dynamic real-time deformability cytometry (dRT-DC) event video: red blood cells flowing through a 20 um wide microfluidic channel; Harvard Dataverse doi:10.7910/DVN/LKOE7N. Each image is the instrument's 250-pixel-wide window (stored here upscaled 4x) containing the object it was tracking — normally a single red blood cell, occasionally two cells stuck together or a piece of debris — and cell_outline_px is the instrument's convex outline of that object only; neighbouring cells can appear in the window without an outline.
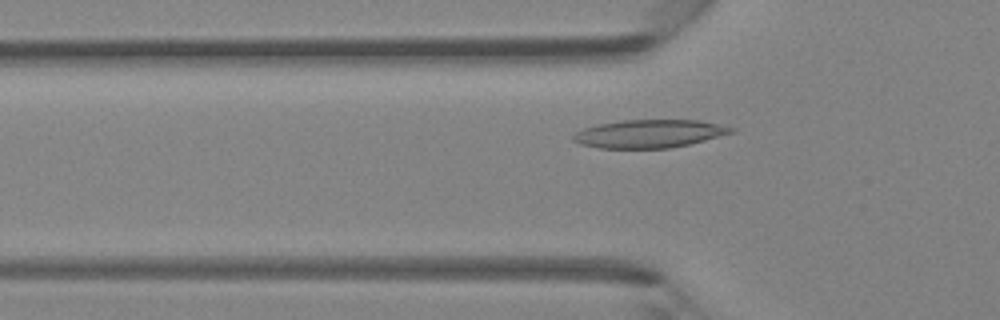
{"species": "Egyptian fruit bat (a non-hibernating species)", "species_latin": "Rousettus aegyptiacus", "temperature_condition": "room temperature", "stored_images_in_passage": 44, "camera_frame_rate_fps": 3000, "um_per_image_px": 0.085, "animal": {"sex": "female"}, "frame": {"image": 1, "passage_image": 13, "time_ms": 4.0, "image_size_px": [1000, 320], "cell_outline_px": [[736, 128], [732, 132], [704, 140], [688, 144], [668, 148], [600, 148], [580, 144], [572, 140], [572, 136], [576, 132], [584, 128], [600, 124], [624, 120], [700, 120]], "centroid_in_image_um": [55.16, 11.36], "position_along_channel_um": 70.6, "area_um2": 25.55}}
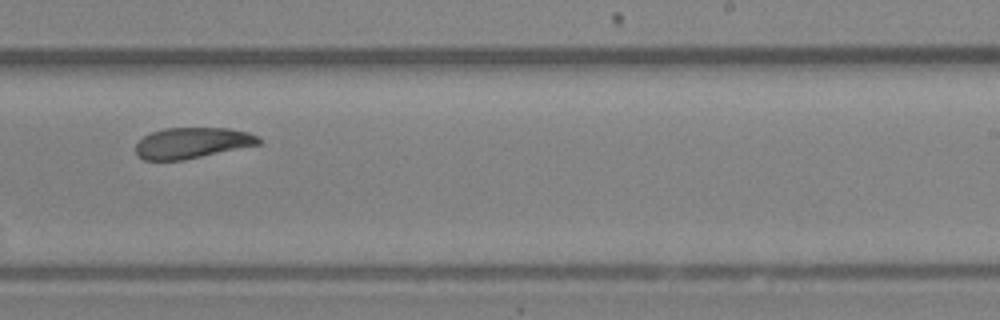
{"frame": {"image": 2, "passage_image": 27, "time_ms": 8.667, "image_size_px": [1000, 320], "cell_outline_px": [[260, 144], [184, 160], [144, 160], [136, 156], [136, 144], [144, 136], [152, 132], [164, 128], [232, 128], [248, 132], [256, 136], [260, 140]], "centroid_in_image_um": [16.31, 12.15], "position_along_channel_um": 272.7, "area_um2": 22.08}}
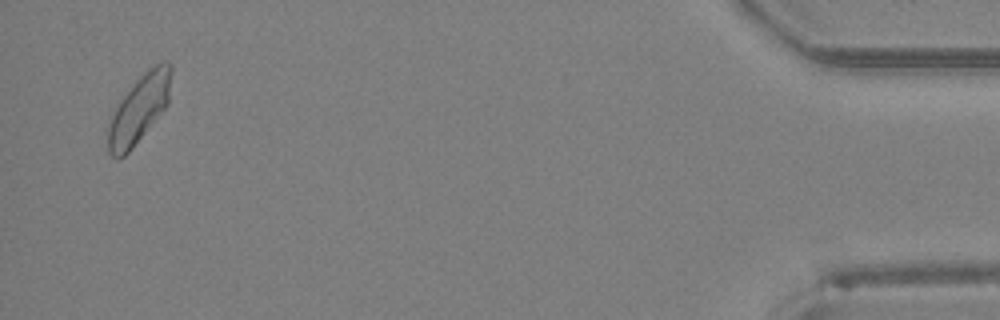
{"frame": {"image": 3, "passage_image": 43, "time_ms": 14.0, "image_size_px": [1000, 320], "cell_outline_px": [[172, 72], [168, 104], [132, 148], [124, 156], [116, 160], [108, 152], [108, 120], [116, 104], [132, 84], [148, 68], [164, 60], [168, 60], [172, 64]], "centroid_in_image_um": [11.81, 9.23], "position_along_channel_um": 423.4, "area_um2": 25.2}}